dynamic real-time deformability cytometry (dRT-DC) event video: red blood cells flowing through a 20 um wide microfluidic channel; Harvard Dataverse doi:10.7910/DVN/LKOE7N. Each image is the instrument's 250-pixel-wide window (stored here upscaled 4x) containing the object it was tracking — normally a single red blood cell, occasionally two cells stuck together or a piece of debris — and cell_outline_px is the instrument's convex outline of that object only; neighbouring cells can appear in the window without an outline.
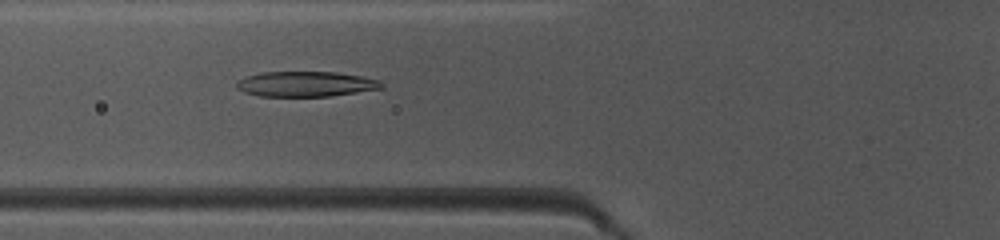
{"species": "common noctule bat (a hibernating species)", "species_latin": "Nyctalus noctula", "temperature_condition": "warm", "stored_images_in_passage": 49, "camera_frame_rate_fps": 3000, "um_per_image_px": 0.085, "animal": {"sex": "female", "body_mass_g": 10.0, "forearm_length_mm": 53.1}, "frame": {"image": 1, "passage_image": 19, "time_ms": 6.0, "image_size_px": [1000, 240], "cell_outline_px": [[384, 88], [328, 96], [260, 96], [244, 92], [236, 88], [236, 80], [260, 72], [336, 72], [360, 76], [380, 80], [384, 84]], "centroid_in_image_um": [25.98, 7.14], "position_along_channel_um": 99.8, "area_um2": 21.27}}
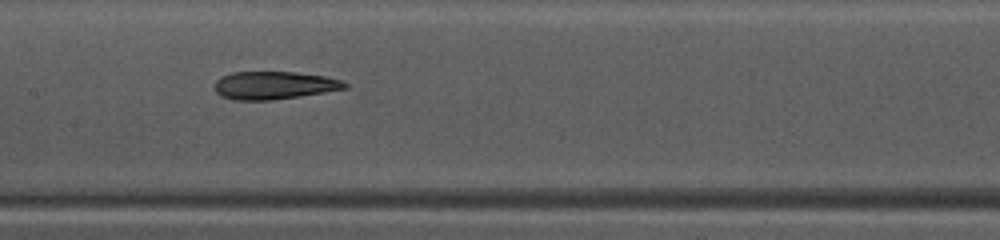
{"frame": {"image": 2, "passage_image": 25, "time_ms": 8.0, "image_size_px": [1000, 240], "cell_outline_px": [[348, 88], [300, 96], [272, 100], [236, 100], [220, 96], [212, 88], [216, 80], [220, 76], [232, 72], [292, 72], [324, 76], [344, 80], [348, 84]], "centroid_in_image_um": [23.27, 7.25], "position_along_channel_um": 184.1, "area_um2": 21.33}}
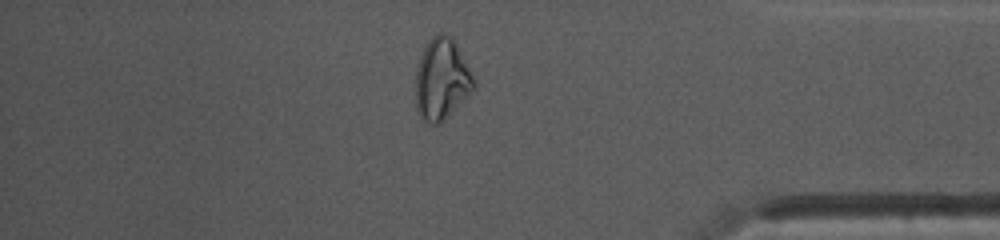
{"frame": {"image": 3, "passage_image": 42, "time_ms": 13.667, "image_size_px": [1000, 240], "cell_outline_px": [[476, 88], [440, 124], [432, 124], [424, 120], [420, 116], [416, 108], [412, 88], [416, 68], [420, 56], [428, 40], [436, 32], [444, 32], [452, 36], [476, 80]], "centroid_in_image_um": [37.51, 6.72], "position_along_channel_um": 397.7, "area_um2": 28.5}, "authors_computed_cell_mechanics": {"area_um2": 24.1026, "velocity_mm_per_s": 4.1612, "shape_relaxation_time_tau1_ms": null, "shape_relaxation_time_tau2_ms": 5.8939, "deformation_change_tau1": null, "deformation_change_tau2": 0.1605}}